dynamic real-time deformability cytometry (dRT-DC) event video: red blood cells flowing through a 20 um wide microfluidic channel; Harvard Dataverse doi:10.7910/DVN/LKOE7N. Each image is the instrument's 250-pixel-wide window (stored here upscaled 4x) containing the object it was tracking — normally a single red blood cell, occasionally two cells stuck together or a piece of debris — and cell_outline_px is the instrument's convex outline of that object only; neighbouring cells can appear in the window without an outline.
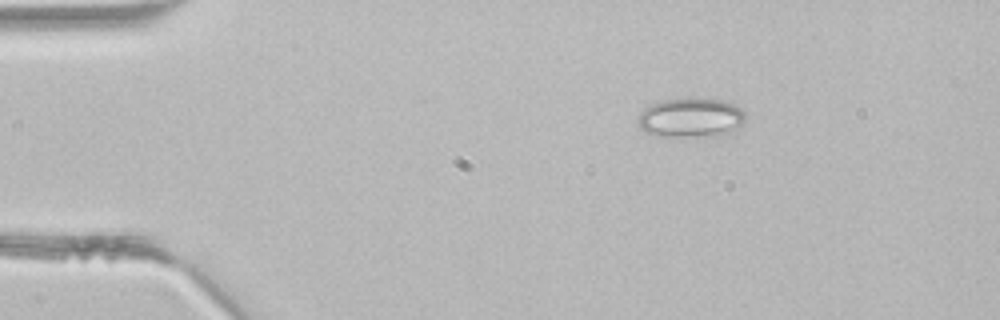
{"species": "common noctule bat (a hibernating species)", "species_latin": "Nyctalus noctula", "temperature_condition": "room temperature", "stored_images_in_passage": 2, "camera_frame_rate_fps": 3000, "um_per_image_px": 0.085, "animal": {"sex": "male", "body_mass_g": 21.5, "forearm_length_mm": 52.0}, "frame": {"image": 1, "passage_image": 1, "time_ms": 0.0, "image_size_px": [1000, 320], "cell_outline_px": [[744, 124], [740, 128], [716, 136], [656, 136], [644, 132], [640, 128], [636, 120], [640, 112], [652, 104], [664, 100], [688, 96], [720, 100], [744, 108]], "centroid_in_image_um": [58.72, 9.99], "position_along_channel_um": 26.3, "area_um2": 25.2}}